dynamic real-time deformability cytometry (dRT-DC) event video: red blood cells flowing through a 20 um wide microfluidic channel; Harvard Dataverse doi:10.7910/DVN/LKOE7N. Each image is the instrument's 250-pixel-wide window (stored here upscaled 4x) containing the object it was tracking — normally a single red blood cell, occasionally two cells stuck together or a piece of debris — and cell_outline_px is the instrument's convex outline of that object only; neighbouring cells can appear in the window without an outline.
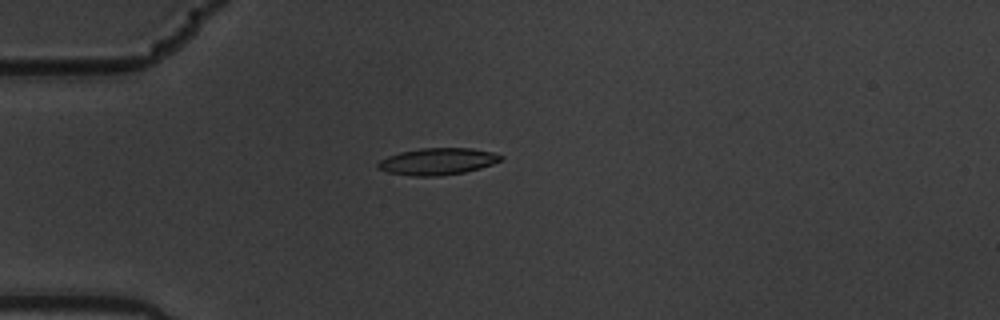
{"species": "common noctule bat (a hibernating species)", "species_latin": "Nyctalus noctula", "temperature_condition": "warm", "stored_images_in_passage": 15, "camera_frame_rate_fps": 3000, "um_per_image_px": 0.085, "animal": {"sex": "male", "body_mass_g": 19.5, "forearm_length_mm": 54.6}, "frame": {"image": 1, "passage_image": 4, "time_ms": 1.0, "image_size_px": [1000, 320], "cell_outline_px": [[504, 156], [500, 160], [492, 164], [480, 168], [464, 172], [436, 176], [412, 176], [388, 172], [376, 168], [376, 164], [380, 160], [388, 156], [400, 152], [420, 148], [472, 148], [492, 152]], "centroid_in_image_um": [37.16, 13.72], "position_along_channel_um": 47.8, "area_um2": 19.13}}
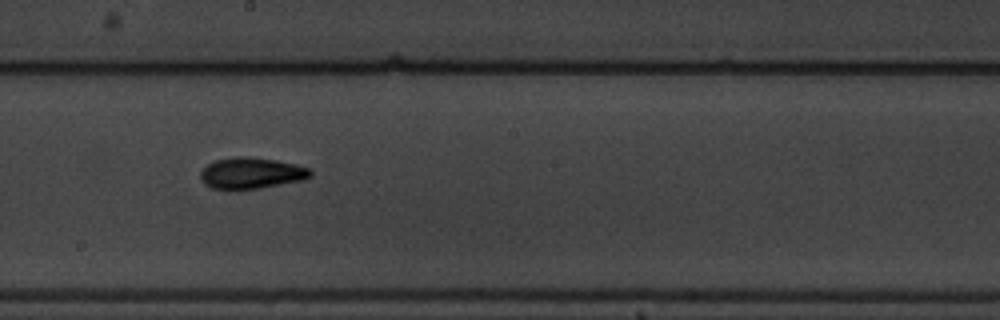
{"frame": {"image": 2, "passage_image": 9, "time_ms": 2.667, "image_size_px": [1000, 320], "cell_outline_px": [[312, 176], [304, 180], [260, 188], [212, 188], [204, 184], [200, 176], [200, 172], [208, 164], [216, 160], [236, 156], [248, 156], [276, 160], [296, 164], [308, 168], [312, 172]], "centroid_in_image_um": [21.39, 14.7], "position_along_channel_um": 226.8, "area_um2": 19.83}}
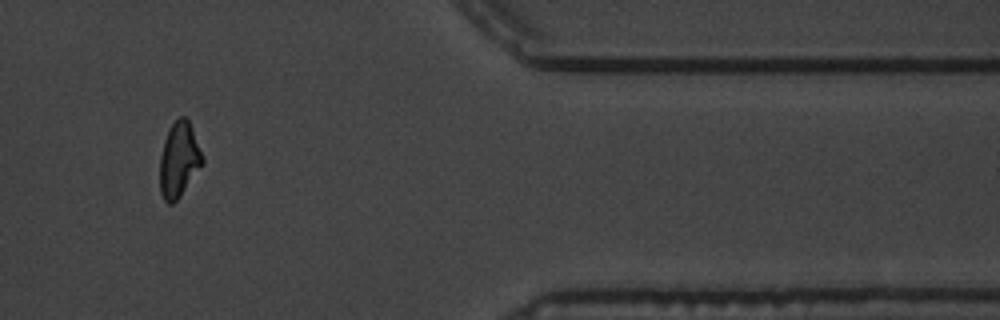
{"frame": {"image": 3, "passage_image": 13, "time_ms": 4.0, "image_size_px": [1000, 320], "cell_outline_px": [[204, 164], [180, 196], [172, 204], [168, 204], [164, 200], [160, 192], [160, 156], [164, 140], [172, 124], [180, 116], [184, 116], [188, 120], [192, 128], [204, 160]], "centroid_in_image_um": [15.21, 13.61], "position_along_channel_um": 396.2, "area_um2": 18.5}}